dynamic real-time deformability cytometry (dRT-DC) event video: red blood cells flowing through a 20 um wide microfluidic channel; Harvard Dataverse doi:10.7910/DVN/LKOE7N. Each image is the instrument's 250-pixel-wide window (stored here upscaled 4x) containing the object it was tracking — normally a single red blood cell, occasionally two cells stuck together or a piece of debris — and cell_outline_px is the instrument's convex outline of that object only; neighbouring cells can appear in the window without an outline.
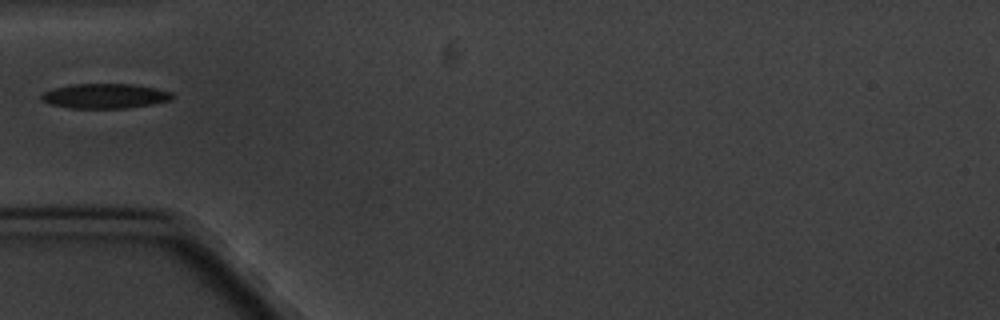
{"species": "common noctule bat (a hibernating species)", "species_latin": "Nyctalus noctula", "temperature_condition": "cold", "stored_images_in_passage": 7, "camera_frame_rate_fps": 3000, "um_per_image_px": 0.085, "animal": {"sex": "male", "body_mass_g": 20.1, "forearm_length_mm": 53.5}, "frame": {"image": 1, "passage_image": 5, "time_ms": 4.667, "image_size_px": [1000, 320], "cell_outline_px": [[172, 100], [152, 104], [128, 108], [68, 108], [48, 104], [40, 100], [40, 96], [44, 92], [56, 88], [72, 84], [132, 84], [156, 88], [172, 92]], "centroid_in_image_um": [8.91, 8.17], "position_along_channel_um": 76.1, "area_um2": 18.96}}